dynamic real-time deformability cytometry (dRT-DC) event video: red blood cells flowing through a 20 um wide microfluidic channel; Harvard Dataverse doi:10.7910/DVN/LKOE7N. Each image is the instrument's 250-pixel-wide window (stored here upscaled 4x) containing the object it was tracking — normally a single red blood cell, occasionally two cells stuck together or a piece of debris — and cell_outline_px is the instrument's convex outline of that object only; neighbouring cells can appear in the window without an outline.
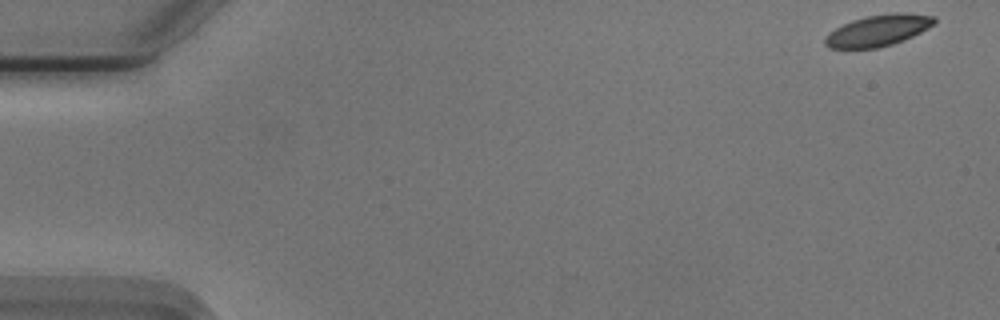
{"species": "Egyptian fruit bat (a non-hibernating species)", "species_latin": "Rousettus aegyptiacus", "temperature_condition": "cold", "stored_images_in_passage": 16, "camera_frame_rate_fps": 3000, "um_per_image_px": 0.085, "animal": {"sex": "male"}, "frame": {"image": 1, "passage_image": 1, "time_ms": 0.0, "image_size_px": [1000, 320], "cell_outline_px": [[936, 24], [904, 40], [892, 44], [876, 48], [828, 48], [824, 44], [824, 36], [828, 32], [852, 20], [868, 16], [896, 12], [904, 12], [936, 16]], "centroid_in_image_um": [74.65, 2.58], "position_along_channel_um": 10.4, "area_um2": 20.0}}
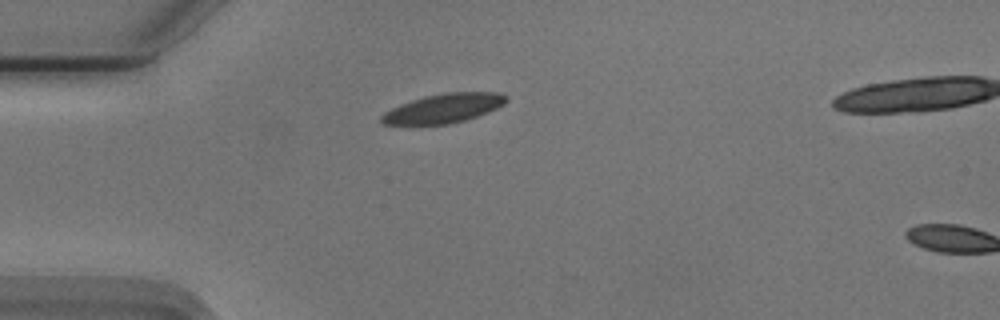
{"frame": {"image": 2, "passage_image": 14, "time_ms": 4.333, "image_size_px": [1000, 320], "cell_outline_px": [[508, 100], [504, 104], [488, 112], [464, 120], [448, 124], [384, 124], [380, 120], [380, 116], [384, 112], [400, 104], [424, 96], [444, 92], [500, 92], [508, 96]], "centroid_in_image_um": [37.73, 9.19], "position_along_channel_um": 47.3, "area_um2": 21.15}}